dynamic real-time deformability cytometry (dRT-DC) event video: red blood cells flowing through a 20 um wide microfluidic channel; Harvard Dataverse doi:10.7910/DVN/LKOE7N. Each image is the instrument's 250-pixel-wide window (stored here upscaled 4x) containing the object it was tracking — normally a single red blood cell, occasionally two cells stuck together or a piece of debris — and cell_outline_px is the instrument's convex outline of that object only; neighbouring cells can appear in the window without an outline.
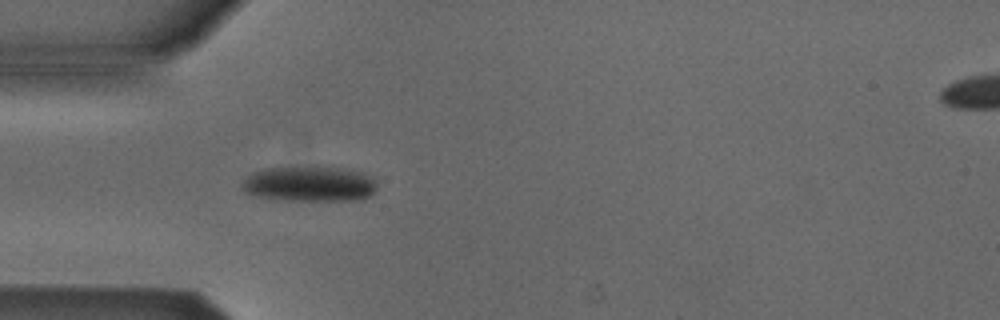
{"species": "Egyptian fruit bat (a non-hibernating species)", "species_latin": "Rousettus aegyptiacus", "temperature_condition": "cold", "stored_images_in_passage": 4, "camera_frame_rate_fps": 3000, "um_per_image_px": 0.085, "animal": {"sex": "male"}, "frame": {"image": 1, "passage_image": 4, "time_ms": 1.0, "image_size_px": [1000, 320], "cell_outline_px": [[376, 188], [368, 196], [360, 200], [284, 200], [260, 196], [244, 192], [240, 184], [252, 172], [264, 168], [316, 164], [344, 168], [364, 172], [376, 176]], "centroid_in_image_um": [26.35, 15.57], "position_along_channel_um": 58.7, "area_um2": 28.78}}